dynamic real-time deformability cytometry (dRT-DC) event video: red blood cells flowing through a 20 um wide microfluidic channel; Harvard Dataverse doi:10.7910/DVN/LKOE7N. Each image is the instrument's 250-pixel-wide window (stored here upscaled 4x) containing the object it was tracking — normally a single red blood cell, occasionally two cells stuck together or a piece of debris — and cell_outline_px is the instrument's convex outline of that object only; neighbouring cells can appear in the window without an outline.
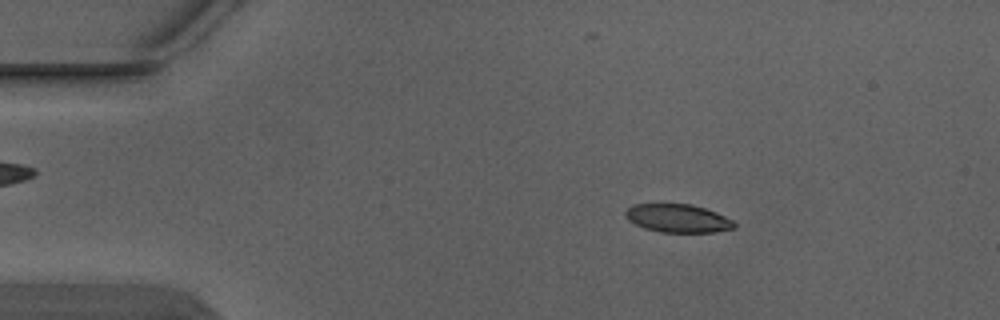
{"species": "Egyptian fruit bat (a non-hibernating species)", "species_latin": "Rousettus aegyptiacus", "temperature_condition": "warm", "stored_images_in_passage": 3, "camera_frame_rate_fps": 3000, "um_per_image_px": 0.085, "animal": {"sex": "male"}, "frame": {"image": 1, "passage_image": 2, "time_ms": 0.333, "image_size_px": [1000, 320], "cell_outline_px": [[736, 228], [716, 232], [660, 232], [644, 228], [628, 220], [624, 216], [624, 212], [632, 204], [692, 204], [716, 212], [732, 220], [736, 224]], "centroid_in_image_um": [57.61, 18.56], "position_along_channel_um": 27.4, "area_um2": 17.98}}